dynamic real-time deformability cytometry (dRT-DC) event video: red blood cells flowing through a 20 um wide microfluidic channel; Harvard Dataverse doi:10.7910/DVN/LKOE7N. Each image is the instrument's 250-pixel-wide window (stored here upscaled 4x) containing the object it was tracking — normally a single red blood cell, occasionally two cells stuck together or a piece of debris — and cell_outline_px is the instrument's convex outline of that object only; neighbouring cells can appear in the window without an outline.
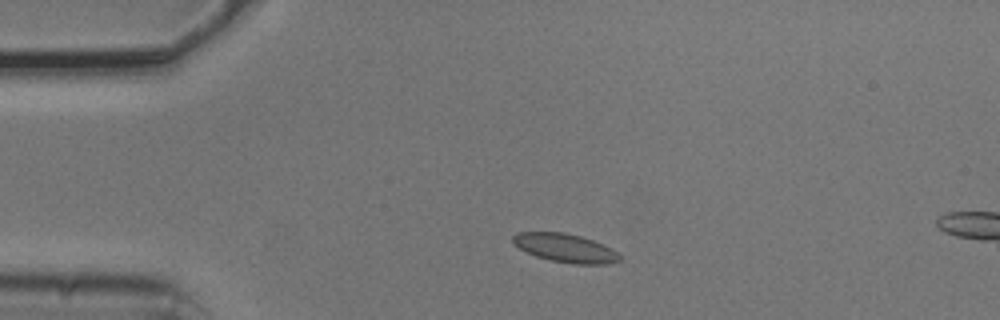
{"species": "common noctule bat (a hibernating species)", "species_latin": "Nyctalus noctula", "temperature_condition": "cold", "stored_images_in_passage": 2, "camera_frame_rate_fps": 3000, "um_per_image_px": 0.085, "animal": {"sex": "male", "body_mass_g": 20.5, "forearm_length_mm": 52.5}, "frame": {"image": 1, "passage_image": 1, "time_ms": 0.0, "image_size_px": [1000, 320], "cell_outline_px": [[620, 260], [604, 264], [572, 264], [552, 260], [536, 256], [512, 244], [512, 236], [516, 232], [564, 232], [580, 236], [592, 240], [612, 248], [620, 256]], "centroid_in_image_um": [48.02, 21.07], "position_along_channel_um": 37.0, "area_um2": 17.63}}